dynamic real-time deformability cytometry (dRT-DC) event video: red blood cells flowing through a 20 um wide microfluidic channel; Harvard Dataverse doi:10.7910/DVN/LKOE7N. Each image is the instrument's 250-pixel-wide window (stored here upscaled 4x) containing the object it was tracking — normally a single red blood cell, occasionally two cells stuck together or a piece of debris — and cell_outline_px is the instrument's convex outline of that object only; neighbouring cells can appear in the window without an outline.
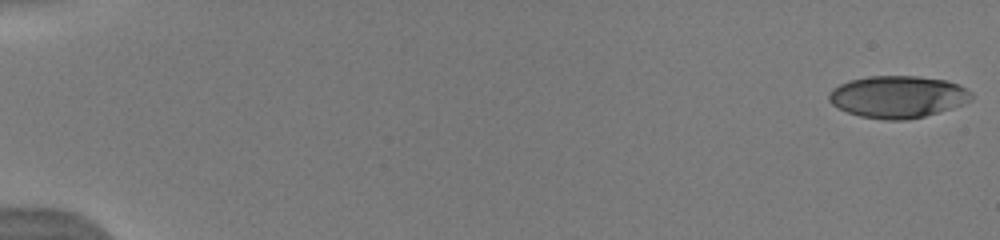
{"species": "human", "species_latin": "Homo sapiens", "temperature_condition": "warm", "stored_images_in_passage": 52, "camera_frame_rate_fps": 3000, "um_per_image_px": 0.085, "donor": {"sex": "male"}, "frame": {"image": 1, "passage_image": 1, "time_ms": 0.0, "image_size_px": [1000, 240], "cell_outline_px": [[972, 100], [952, 108], [924, 116], [908, 120], [884, 120], [860, 116], [848, 112], [832, 104], [828, 100], [828, 96], [832, 88], [848, 80], [868, 76], [920, 76], [948, 80], [972, 92]], "centroid_in_image_um": [76.31, 8.22], "position_along_channel_um": 8.7, "area_um2": 35.03}}
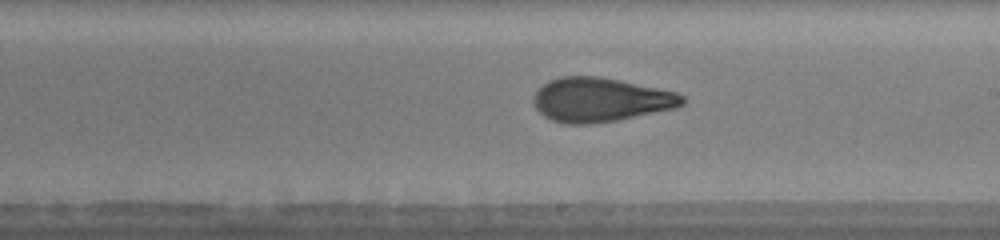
{"frame": {"image": 2, "passage_image": 32, "time_ms": 10.333, "image_size_px": [1000, 240], "cell_outline_px": [[688, 100], [684, 104], [676, 108], [616, 120], [592, 124], [564, 124], [552, 120], [544, 116], [536, 108], [532, 100], [536, 92], [548, 80], [560, 76], [600, 76], [620, 80], [676, 92], [684, 96]], "centroid_in_image_um": [51.04, 8.48], "position_along_channel_um": 238.0, "area_um2": 38.32}}
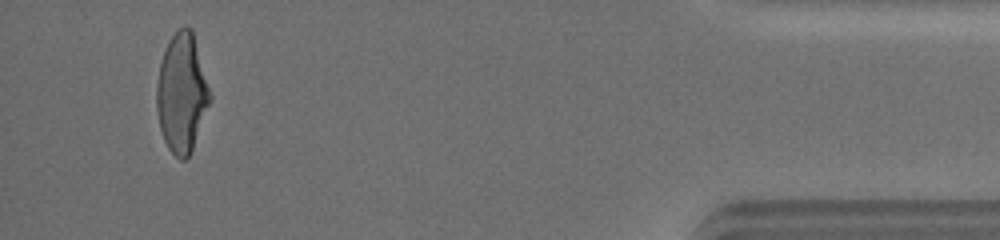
{"frame": {"image": 3, "passage_image": 50, "time_ms": 16.333, "image_size_px": [1000, 240], "cell_outline_px": [[212, 96], [192, 148], [188, 156], [184, 160], [180, 160], [168, 148], [164, 140], [160, 128], [156, 108], [156, 88], [160, 64], [168, 40], [180, 28], [192, 28]], "centroid_in_image_um": [15.45, 7.91], "position_along_channel_um": 419.8, "area_um2": 36.47}, "authors_computed_cell_mechanics": {"area_um2": 37.1076, "velocity_mm_per_s": 3.9876, "shape_relaxation_time_tau1_ms": 6.0498, "shape_relaxation_time_tau2_ms": 1.3549, "deformation_change_tau1": 0.236, "deformation_change_tau2": 0.0924}}